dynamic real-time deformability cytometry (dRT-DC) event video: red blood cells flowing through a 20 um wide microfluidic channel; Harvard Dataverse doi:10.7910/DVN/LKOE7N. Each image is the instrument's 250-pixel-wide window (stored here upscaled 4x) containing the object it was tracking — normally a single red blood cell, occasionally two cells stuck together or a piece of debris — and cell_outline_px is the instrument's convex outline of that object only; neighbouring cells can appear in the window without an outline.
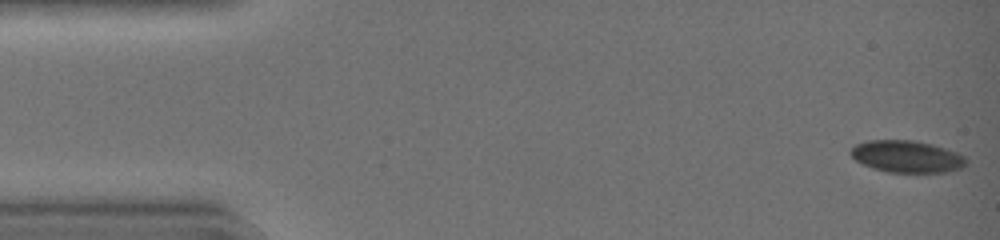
{"species": "common noctule bat (a hibernating species)", "species_latin": "Nyctalus noctula", "temperature_condition": "warm", "stored_images_in_passage": 44, "camera_frame_rate_fps": 3000, "um_per_image_px": 0.085, "animal": {"sex": "female", "body_mass_g": 19.0, "forearm_length_mm": 51.5}, "frame": {"image": 1, "passage_image": 1, "time_ms": 0.0, "image_size_px": [1000, 240], "cell_outline_px": [[968, 164], [960, 168], [944, 172], [888, 172], [872, 168], [856, 160], [852, 156], [852, 148], [856, 144], [868, 140], [912, 140], [928, 144], [956, 152], [964, 156]], "centroid_in_image_um": [77.07, 13.31], "position_along_channel_um": 7.9, "area_um2": 21.1}}
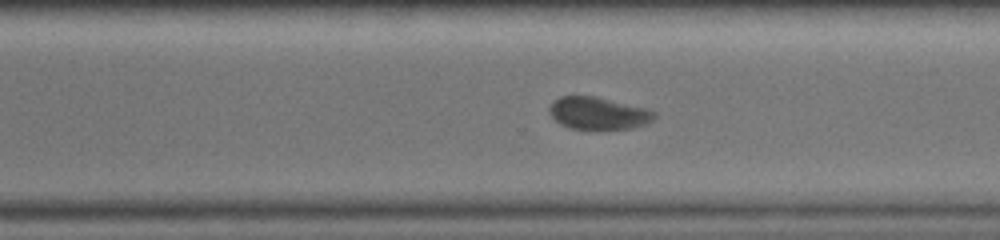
{"frame": {"image": 2, "passage_image": 31, "time_ms": 10.0, "image_size_px": [1000, 240], "cell_outline_px": [[656, 116], [652, 120], [644, 124], [632, 128], [572, 128], [560, 124], [552, 116], [548, 108], [560, 96], [596, 96], [644, 108], [656, 112]], "centroid_in_image_um": [50.85, 9.61], "position_along_channel_um": 319.7, "area_um2": 19.25}}
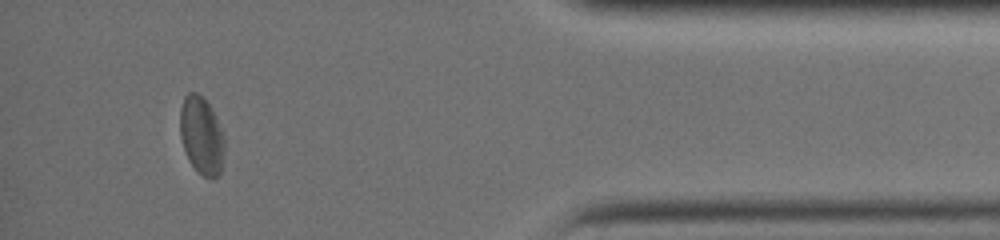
{"frame": {"image": 3, "passage_image": 40, "time_ms": 13.0, "image_size_px": [1000, 240], "cell_outline_px": [[224, 148], [220, 172], [212, 180], [204, 176], [188, 160], [180, 136], [180, 108], [184, 96], [188, 92], [196, 92], [212, 108], [224, 136]], "centroid_in_image_um": [17.12, 11.5], "position_along_channel_um": 418.1, "area_um2": 19.94}, "authors_computed_cell_mechanics": {"area_um2": 21.0392, "velocity_mm_per_s": 4.4215, "shape_relaxation_time_tau1_ms": null, "shape_relaxation_time_tau2_ms": 1.0952, "deformation_change_tau1": null, "deformation_change_tau2": 0.0376}}